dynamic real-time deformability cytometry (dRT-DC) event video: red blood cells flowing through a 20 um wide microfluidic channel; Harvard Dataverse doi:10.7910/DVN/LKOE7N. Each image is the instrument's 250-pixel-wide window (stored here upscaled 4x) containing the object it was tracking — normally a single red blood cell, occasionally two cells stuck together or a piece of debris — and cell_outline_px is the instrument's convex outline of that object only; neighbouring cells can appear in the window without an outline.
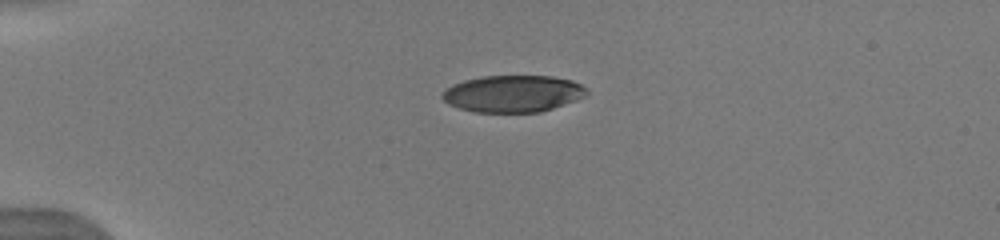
{"species": "human", "species_latin": "Homo sapiens", "temperature_condition": "warm", "stored_images_in_passage": 41, "camera_frame_rate_fps": 3000, "um_per_image_px": 0.085, "donor": {"sex": "male"}, "frame": {"image": 1, "passage_image": 1, "time_ms": 0.0, "image_size_px": [1000, 240], "cell_outline_px": [[588, 96], [540, 112], [472, 112], [448, 104], [440, 96], [444, 88], [452, 84], [464, 80], [484, 76], [552, 76], [572, 80], [580, 84], [588, 92]], "centroid_in_image_um": [43.57, 7.96], "position_along_channel_um": 41.4, "area_um2": 31.15}}
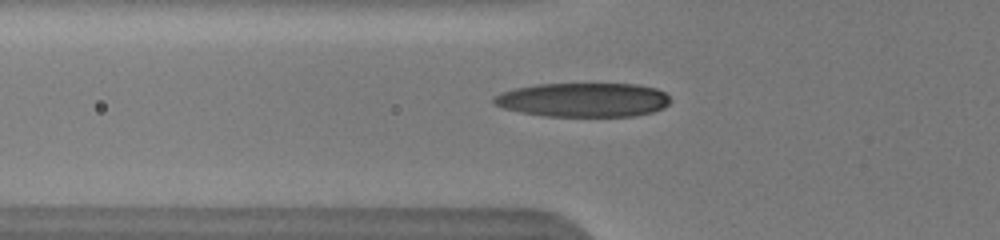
{"frame": {"image": 2, "passage_image": 5, "time_ms": 2.0, "image_size_px": [1000, 240], "cell_outline_px": [[672, 100], [664, 108], [652, 112], [632, 116], [544, 116], [520, 112], [504, 108], [492, 104], [492, 96], [500, 92], [516, 88], [536, 84], [636, 84], [656, 88], [664, 92]], "centroid_in_image_um": [49.55, 8.48], "position_along_channel_um": 76.2, "area_um2": 35.32}, "authors_computed_cell_mechanics": {"area_um2": 34.391, "velocity_mm_per_s": 3.9799, "shape_relaxation_time_tau1_ms": 3.522, "shape_relaxation_time_tau2_ms": 0.6659, "deformation_change_tau1": 0.2289, "deformation_change_tau2": 0.0648}}